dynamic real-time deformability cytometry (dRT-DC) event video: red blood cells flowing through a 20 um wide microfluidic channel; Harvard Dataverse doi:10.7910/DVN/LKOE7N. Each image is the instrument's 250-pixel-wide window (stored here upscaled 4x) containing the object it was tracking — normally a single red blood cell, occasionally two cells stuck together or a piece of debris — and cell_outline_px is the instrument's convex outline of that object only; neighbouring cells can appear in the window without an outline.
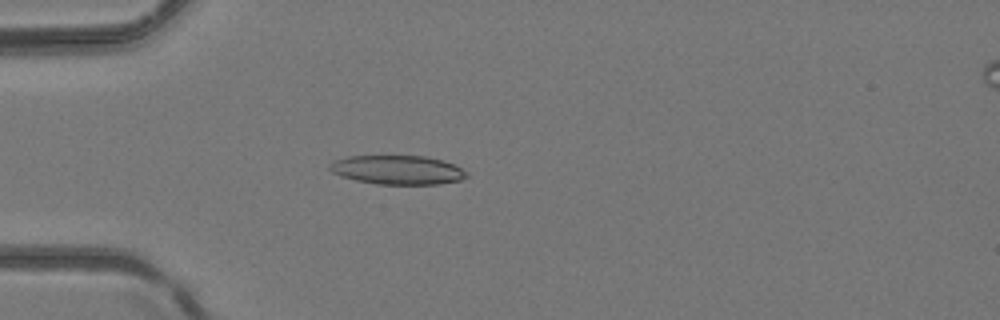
{"species": "common noctule bat (a hibernating species)", "species_latin": "Nyctalus noctula", "temperature_condition": "room temperature", "stored_images_in_passage": 2, "camera_frame_rate_fps": 3000, "um_per_image_px": 0.085, "animal": {"sex": "female", "body_mass_g": 24.6, "forearm_length_mm": 56.2}, "frame": {"image": 1, "passage_image": 2, "time_ms": 0.333, "image_size_px": [1000, 320], "cell_outline_px": [[468, 176], [460, 180], [436, 184], [376, 184], [356, 180], [340, 176], [332, 172], [328, 168], [328, 164], [336, 160], [348, 156], [424, 156], [440, 160], [452, 164], [468, 172]], "centroid_in_image_um": [33.75, 14.44], "position_along_channel_um": 51.2, "area_um2": 23.0}}